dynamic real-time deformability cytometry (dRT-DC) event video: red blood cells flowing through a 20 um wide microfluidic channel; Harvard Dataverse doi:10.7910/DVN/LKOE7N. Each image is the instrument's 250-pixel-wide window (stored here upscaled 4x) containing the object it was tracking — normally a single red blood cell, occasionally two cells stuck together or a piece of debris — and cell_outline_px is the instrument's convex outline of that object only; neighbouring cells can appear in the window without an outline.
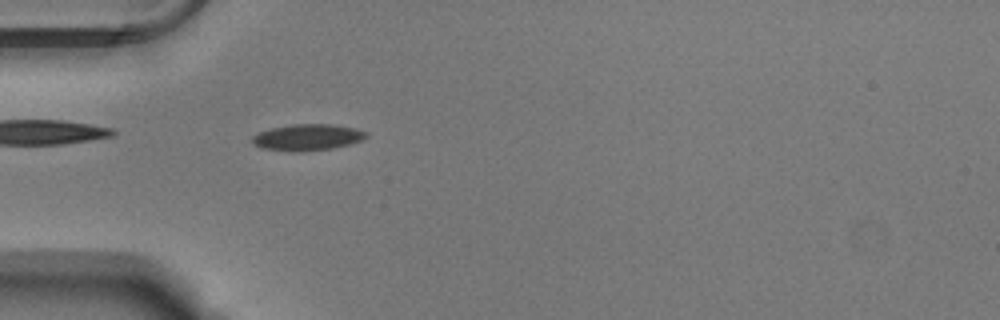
{"species": "Egyptian fruit bat (a non-hibernating species)", "species_latin": "Rousettus aegyptiacus", "temperature_condition": "warm", "stored_images_in_passage": 38, "camera_frame_rate_fps": 3000, "um_per_image_px": 0.085, "animal": {"sex": "male"}, "frame": {"image": 1, "passage_image": 1, "time_ms": 0.0, "image_size_px": [1000, 320], "cell_outline_px": [[368, 136], [360, 140], [348, 144], [332, 148], [296, 152], [288, 152], [260, 148], [252, 144], [252, 136], [260, 132], [272, 128], [292, 124], [332, 124], [356, 128], [368, 132]], "centroid_in_image_um": [26.11, 11.67], "position_along_channel_um": 58.9, "area_um2": 17.57}}
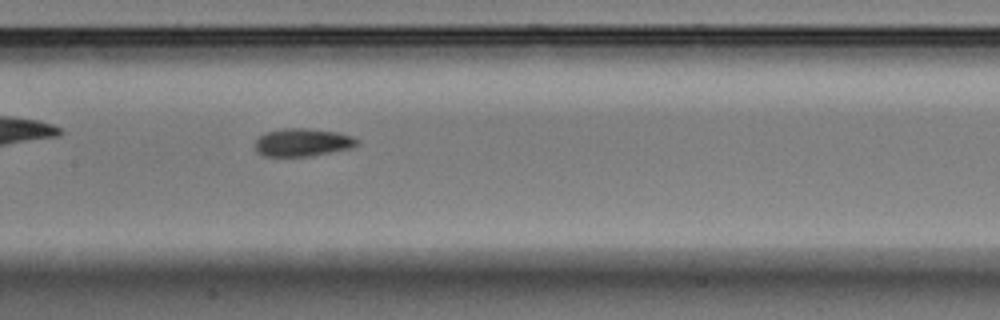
{"frame": {"image": 2, "passage_image": 11, "time_ms": 3.333, "image_size_px": [1000, 320], "cell_outline_px": [[360, 144], [352, 148], [312, 156], [264, 156], [256, 152], [252, 144], [260, 136], [268, 132], [284, 128], [304, 128], [336, 132], [352, 136], [360, 140]], "centroid_in_image_um": [25.72, 12.11], "position_along_channel_um": 181.7, "area_um2": 16.76}}
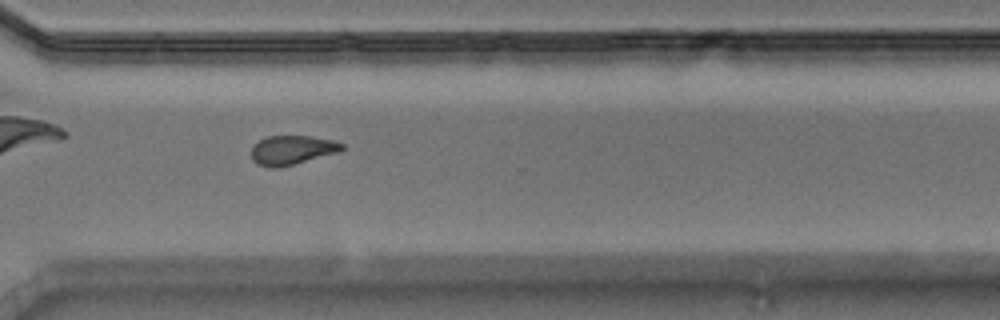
{"frame": {"image": 3, "passage_image": 24, "time_ms": 7.667, "image_size_px": [1000, 320], "cell_outline_px": [[344, 148], [340, 152], [276, 168], [268, 168], [256, 164], [252, 160], [252, 144], [268, 136], [308, 136], [336, 140], [344, 144]], "centroid_in_image_um": [24.82, 12.75], "position_along_channel_um": 345.8, "area_um2": 15.49}, "authors_computed_cell_mechanics": {"area_um2": 16.0973, "velocity_mm_per_s": 3.7902, "shape_relaxation_time_tau1_ms": 3.3354, "shape_relaxation_time_tau2_ms": 4.0226, "deformation_change_tau1": 0.1036, "deformation_change_tau2": 0.0839}}